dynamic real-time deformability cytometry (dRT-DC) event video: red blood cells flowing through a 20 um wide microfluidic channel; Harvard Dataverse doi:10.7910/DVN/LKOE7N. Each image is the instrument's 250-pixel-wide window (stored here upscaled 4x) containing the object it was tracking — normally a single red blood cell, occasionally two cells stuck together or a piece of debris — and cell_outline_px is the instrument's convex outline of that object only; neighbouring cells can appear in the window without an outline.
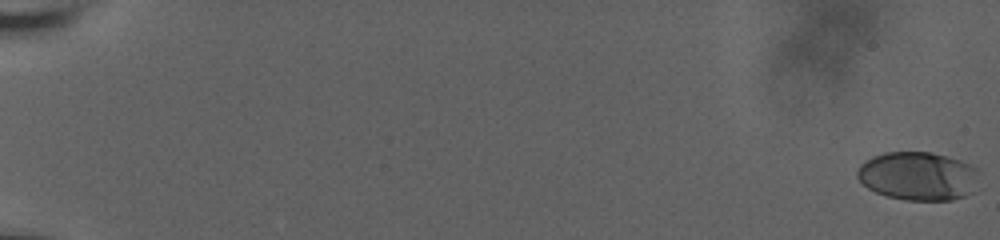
{"species": "human", "species_latin": "Homo sapiens", "temperature_condition": "room temperature", "stored_images_in_passage": 61, "camera_frame_rate_fps": 3000, "um_per_image_px": 0.085, "donor": {"sex": "male"}, "frame": {"image": 1, "passage_image": 1, "time_ms": 0.0, "image_size_px": [1000, 240], "cell_outline_px": [[980, 172], [972, 192], [964, 196], [952, 200], [908, 200], [888, 196], [876, 192], [868, 188], [856, 176], [856, 172], [860, 164], [872, 156], [884, 152], [932, 152], [948, 156], [960, 160], [976, 168]], "centroid_in_image_um": [78.03, 14.95], "position_along_channel_um": 7.0, "area_um2": 34.51}}
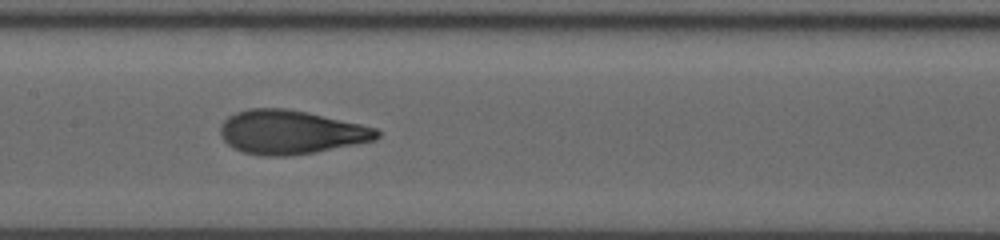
{"frame": {"image": 2, "passage_image": 34, "time_ms": 11.0, "image_size_px": [1000, 240], "cell_outline_px": [[380, 136], [376, 140], [316, 152], [292, 156], [260, 156], [244, 152], [232, 148], [224, 140], [220, 132], [220, 128], [224, 120], [228, 116], [236, 112], [248, 108], [284, 108], [308, 112], [360, 124], [376, 128], [380, 132]], "centroid_in_image_um": [24.7, 11.24], "position_along_channel_um": 182.7, "area_um2": 40.17}}
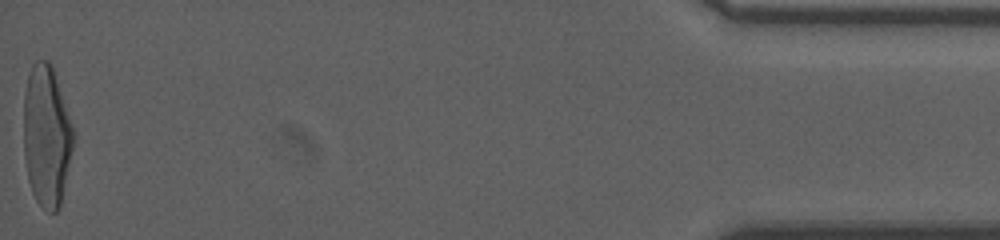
{"frame": {"image": 3, "passage_image": 61, "time_ms": 20.0, "image_size_px": [1000, 240], "cell_outline_px": [[76, 136], [60, 204], [56, 212], [48, 212], [36, 200], [32, 192], [28, 180], [24, 156], [24, 92], [28, 76], [32, 64], [36, 60], [48, 60], [52, 68], [72, 124]], "centroid_in_image_um": [3.96, 11.57], "position_along_channel_um": 431.2, "area_um2": 40.75}, "authors_computed_cell_mechanics": {"area_um2": 38.8994, "velocity_mm_per_s": 3.7215, "shape_relaxation_time_tau1_ms": 5.2047, "shape_relaxation_time_tau2_ms": 0.8919, "deformation_change_tau1": 0.2367, "deformation_change_tau2": 0.0799}}